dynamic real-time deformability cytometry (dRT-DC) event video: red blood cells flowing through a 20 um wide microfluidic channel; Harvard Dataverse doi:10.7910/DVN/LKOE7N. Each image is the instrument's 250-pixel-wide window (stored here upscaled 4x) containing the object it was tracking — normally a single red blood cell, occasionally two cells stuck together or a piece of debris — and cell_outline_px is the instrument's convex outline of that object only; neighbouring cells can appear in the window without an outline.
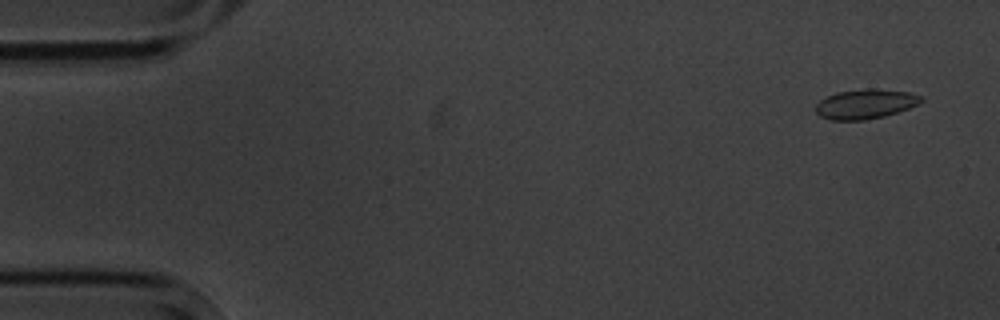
{"species": "common noctule bat (a hibernating species)", "species_latin": "Nyctalus noctula", "temperature_condition": "cold", "stored_images_in_passage": 7, "camera_frame_rate_fps": 3000, "um_per_image_px": 0.085, "animal": {"sex": "male", "body_mass_g": 20.1, "forearm_length_mm": 53.5}, "frame": {"image": 1, "passage_image": 1, "time_ms": 0.0, "image_size_px": [1000, 320], "cell_outline_px": [[924, 100], [908, 108], [884, 116], [864, 120], [832, 120], [820, 116], [816, 112], [816, 104], [820, 100], [836, 92], [864, 88], [876, 88], [908, 92], [924, 96]], "centroid_in_image_um": [73.56, 8.82], "position_along_channel_um": 11.4, "area_um2": 18.21}}
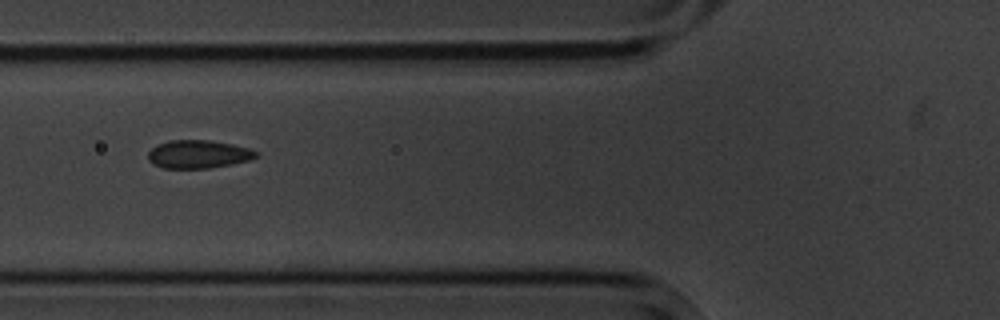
{"frame": {"image": 2, "passage_image": 6, "time_ms": 6.0, "image_size_px": [1000, 320], "cell_outline_px": [[260, 156], [252, 160], [232, 164], [208, 168], [164, 168], [152, 164], [148, 160], [148, 152], [152, 148], [168, 140], [208, 140], [232, 144], [248, 148], [260, 152]], "centroid_in_image_um": [16.9, 13.11], "position_along_channel_um": 108.9, "area_um2": 17.86}}
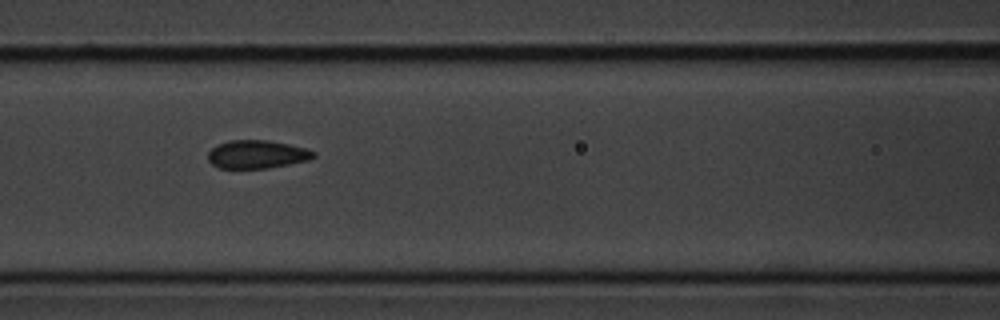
{"frame": {"image": 3, "passage_image": 7, "time_ms": 7.0, "image_size_px": [1000, 320], "cell_outline_px": [[316, 156], [308, 160], [268, 168], [220, 168], [212, 164], [208, 160], [208, 152], [212, 148], [228, 140], [268, 140], [308, 148], [316, 152]], "centroid_in_image_um": [21.86, 13.11], "position_along_channel_um": 144.7, "area_um2": 17.34}}